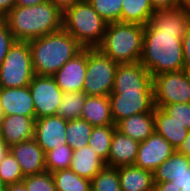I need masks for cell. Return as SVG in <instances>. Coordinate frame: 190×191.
<instances>
[{"instance_id":"obj_1","label":"cell","mask_w":190,"mask_h":191,"mask_svg":"<svg viewBox=\"0 0 190 191\" xmlns=\"http://www.w3.org/2000/svg\"><path fill=\"white\" fill-rule=\"evenodd\" d=\"M3 20L14 39L22 42L63 29V12L50 1L34 6H15Z\"/></svg>"},{"instance_id":"obj_2","label":"cell","mask_w":190,"mask_h":191,"mask_svg":"<svg viewBox=\"0 0 190 191\" xmlns=\"http://www.w3.org/2000/svg\"><path fill=\"white\" fill-rule=\"evenodd\" d=\"M184 34L159 31L150 22L144 26L143 49L139 62L150 72L152 78L161 73L183 69Z\"/></svg>"},{"instance_id":"obj_3","label":"cell","mask_w":190,"mask_h":191,"mask_svg":"<svg viewBox=\"0 0 190 191\" xmlns=\"http://www.w3.org/2000/svg\"><path fill=\"white\" fill-rule=\"evenodd\" d=\"M35 75L53 76L68 60L80 53L84 47L67 31L33 39L28 42Z\"/></svg>"},{"instance_id":"obj_4","label":"cell","mask_w":190,"mask_h":191,"mask_svg":"<svg viewBox=\"0 0 190 191\" xmlns=\"http://www.w3.org/2000/svg\"><path fill=\"white\" fill-rule=\"evenodd\" d=\"M143 39V25L111 22L97 48L118 64L136 63L142 55Z\"/></svg>"},{"instance_id":"obj_5","label":"cell","mask_w":190,"mask_h":191,"mask_svg":"<svg viewBox=\"0 0 190 191\" xmlns=\"http://www.w3.org/2000/svg\"><path fill=\"white\" fill-rule=\"evenodd\" d=\"M107 25L108 22L98 15L88 0L77 2L63 12V29L84 48H97Z\"/></svg>"},{"instance_id":"obj_6","label":"cell","mask_w":190,"mask_h":191,"mask_svg":"<svg viewBox=\"0 0 190 191\" xmlns=\"http://www.w3.org/2000/svg\"><path fill=\"white\" fill-rule=\"evenodd\" d=\"M34 76L29 43L15 41L0 65V87H27Z\"/></svg>"},{"instance_id":"obj_7","label":"cell","mask_w":190,"mask_h":191,"mask_svg":"<svg viewBox=\"0 0 190 191\" xmlns=\"http://www.w3.org/2000/svg\"><path fill=\"white\" fill-rule=\"evenodd\" d=\"M118 63L98 48H87V70L83 92L87 96H109L114 87Z\"/></svg>"},{"instance_id":"obj_8","label":"cell","mask_w":190,"mask_h":191,"mask_svg":"<svg viewBox=\"0 0 190 191\" xmlns=\"http://www.w3.org/2000/svg\"><path fill=\"white\" fill-rule=\"evenodd\" d=\"M155 107L175 103H190V82L182 70L161 73L153 77Z\"/></svg>"},{"instance_id":"obj_9","label":"cell","mask_w":190,"mask_h":191,"mask_svg":"<svg viewBox=\"0 0 190 191\" xmlns=\"http://www.w3.org/2000/svg\"><path fill=\"white\" fill-rule=\"evenodd\" d=\"M111 116L115 125L129 116L154 112V92H111Z\"/></svg>"},{"instance_id":"obj_10","label":"cell","mask_w":190,"mask_h":191,"mask_svg":"<svg viewBox=\"0 0 190 191\" xmlns=\"http://www.w3.org/2000/svg\"><path fill=\"white\" fill-rule=\"evenodd\" d=\"M35 106L36 119L56 115L63 91L52 76L35 75L29 84Z\"/></svg>"},{"instance_id":"obj_11","label":"cell","mask_w":190,"mask_h":191,"mask_svg":"<svg viewBox=\"0 0 190 191\" xmlns=\"http://www.w3.org/2000/svg\"><path fill=\"white\" fill-rule=\"evenodd\" d=\"M152 81L140 62L118 64L112 92H154Z\"/></svg>"},{"instance_id":"obj_12","label":"cell","mask_w":190,"mask_h":191,"mask_svg":"<svg viewBox=\"0 0 190 191\" xmlns=\"http://www.w3.org/2000/svg\"><path fill=\"white\" fill-rule=\"evenodd\" d=\"M174 152L172 145L154 131L146 140L140 142L134 165L153 173Z\"/></svg>"},{"instance_id":"obj_13","label":"cell","mask_w":190,"mask_h":191,"mask_svg":"<svg viewBox=\"0 0 190 191\" xmlns=\"http://www.w3.org/2000/svg\"><path fill=\"white\" fill-rule=\"evenodd\" d=\"M67 121L58 115L45 116L35 120L34 139L44 152L67 144Z\"/></svg>"},{"instance_id":"obj_14","label":"cell","mask_w":190,"mask_h":191,"mask_svg":"<svg viewBox=\"0 0 190 191\" xmlns=\"http://www.w3.org/2000/svg\"><path fill=\"white\" fill-rule=\"evenodd\" d=\"M87 70V48L68 60L52 77L64 92H83Z\"/></svg>"},{"instance_id":"obj_15","label":"cell","mask_w":190,"mask_h":191,"mask_svg":"<svg viewBox=\"0 0 190 191\" xmlns=\"http://www.w3.org/2000/svg\"><path fill=\"white\" fill-rule=\"evenodd\" d=\"M9 151L20 164L24 176L40 174L46 171L45 152L34 138L11 145Z\"/></svg>"},{"instance_id":"obj_16","label":"cell","mask_w":190,"mask_h":191,"mask_svg":"<svg viewBox=\"0 0 190 191\" xmlns=\"http://www.w3.org/2000/svg\"><path fill=\"white\" fill-rule=\"evenodd\" d=\"M0 106L4 116L22 115L36 117L29 86L20 88L0 87Z\"/></svg>"},{"instance_id":"obj_17","label":"cell","mask_w":190,"mask_h":191,"mask_svg":"<svg viewBox=\"0 0 190 191\" xmlns=\"http://www.w3.org/2000/svg\"><path fill=\"white\" fill-rule=\"evenodd\" d=\"M140 142L115 129L111 142L110 153L105 165L111 168L134 165Z\"/></svg>"},{"instance_id":"obj_18","label":"cell","mask_w":190,"mask_h":191,"mask_svg":"<svg viewBox=\"0 0 190 191\" xmlns=\"http://www.w3.org/2000/svg\"><path fill=\"white\" fill-rule=\"evenodd\" d=\"M36 117H25L22 115L4 116L0 125V135L11 145L31 140L34 138Z\"/></svg>"},{"instance_id":"obj_19","label":"cell","mask_w":190,"mask_h":191,"mask_svg":"<svg viewBox=\"0 0 190 191\" xmlns=\"http://www.w3.org/2000/svg\"><path fill=\"white\" fill-rule=\"evenodd\" d=\"M150 23L162 32L186 33L190 25V13L181 5L170 9H158L152 14Z\"/></svg>"},{"instance_id":"obj_20","label":"cell","mask_w":190,"mask_h":191,"mask_svg":"<svg viewBox=\"0 0 190 191\" xmlns=\"http://www.w3.org/2000/svg\"><path fill=\"white\" fill-rule=\"evenodd\" d=\"M154 130L164 137L175 150L180 147L190 131L160 107L154 109Z\"/></svg>"},{"instance_id":"obj_21","label":"cell","mask_w":190,"mask_h":191,"mask_svg":"<svg viewBox=\"0 0 190 191\" xmlns=\"http://www.w3.org/2000/svg\"><path fill=\"white\" fill-rule=\"evenodd\" d=\"M81 119L93 127L115 125L111 116L109 96H86Z\"/></svg>"},{"instance_id":"obj_22","label":"cell","mask_w":190,"mask_h":191,"mask_svg":"<svg viewBox=\"0 0 190 191\" xmlns=\"http://www.w3.org/2000/svg\"><path fill=\"white\" fill-rule=\"evenodd\" d=\"M116 129L133 140L142 142L155 131L154 112L139 113L120 120Z\"/></svg>"},{"instance_id":"obj_23","label":"cell","mask_w":190,"mask_h":191,"mask_svg":"<svg viewBox=\"0 0 190 191\" xmlns=\"http://www.w3.org/2000/svg\"><path fill=\"white\" fill-rule=\"evenodd\" d=\"M122 191H153V173L135 165L118 167Z\"/></svg>"},{"instance_id":"obj_24","label":"cell","mask_w":190,"mask_h":191,"mask_svg":"<svg viewBox=\"0 0 190 191\" xmlns=\"http://www.w3.org/2000/svg\"><path fill=\"white\" fill-rule=\"evenodd\" d=\"M105 166V162L97 155L96 151L90 146H83L73 150L69 169L78 176L91 180Z\"/></svg>"},{"instance_id":"obj_25","label":"cell","mask_w":190,"mask_h":191,"mask_svg":"<svg viewBox=\"0 0 190 191\" xmlns=\"http://www.w3.org/2000/svg\"><path fill=\"white\" fill-rule=\"evenodd\" d=\"M154 13L150 0H122V23H136L145 26Z\"/></svg>"},{"instance_id":"obj_26","label":"cell","mask_w":190,"mask_h":191,"mask_svg":"<svg viewBox=\"0 0 190 191\" xmlns=\"http://www.w3.org/2000/svg\"><path fill=\"white\" fill-rule=\"evenodd\" d=\"M190 167V158L176 150L171 157L164 161L153 172L154 183L171 182L176 175L183 173Z\"/></svg>"},{"instance_id":"obj_27","label":"cell","mask_w":190,"mask_h":191,"mask_svg":"<svg viewBox=\"0 0 190 191\" xmlns=\"http://www.w3.org/2000/svg\"><path fill=\"white\" fill-rule=\"evenodd\" d=\"M56 191H91V180L78 176L70 169L52 173Z\"/></svg>"},{"instance_id":"obj_28","label":"cell","mask_w":190,"mask_h":191,"mask_svg":"<svg viewBox=\"0 0 190 191\" xmlns=\"http://www.w3.org/2000/svg\"><path fill=\"white\" fill-rule=\"evenodd\" d=\"M116 125L93 127L88 146L96 151L97 155L106 163Z\"/></svg>"},{"instance_id":"obj_29","label":"cell","mask_w":190,"mask_h":191,"mask_svg":"<svg viewBox=\"0 0 190 191\" xmlns=\"http://www.w3.org/2000/svg\"><path fill=\"white\" fill-rule=\"evenodd\" d=\"M93 130V126L86 120L74 119L67 121L66 141L73 150L88 146L89 137Z\"/></svg>"},{"instance_id":"obj_30","label":"cell","mask_w":190,"mask_h":191,"mask_svg":"<svg viewBox=\"0 0 190 191\" xmlns=\"http://www.w3.org/2000/svg\"><path fill=\"white\" fill-rule=\"evenodd\" d=\"M86 96L84 92L63 93L56 115L65 120L80 119Z\"/></svg>"},{"instance_id":"obj_31","label":"cell","mask_w":190,"mask_h":191,"mask_svg":"<svg viewBox=\"0 0 190 191\" xmlns=\"http://www.w3.org/2000/svg\"><path fill=\"white\" fill-rule=\"evenodd\" d=\"M73 148L68 144L54 147L45 152L46 171L53 173L58 170L69 169L72 161Z\"/></svg>"},{"instance_id":"obj_32","label":"cell","mask_w":190,"mask_h":191,"mask_svg":"<svg viewBox=\"0 0 190 191\" xmlns=\"http://www.w3.org/2000/svg\"><path fill=\"white\" fill-rule=\"evenodd\" d=\"M91 191H122L118 168L105 166L91 179Z\"/></svg>"},{"instance_id":"obj_33","label":"cell","mask_w":190,"mask_h":191,"mask_svg":"<svg viewBox=\"0 0 190 191\" xmlns=\"http://www.w3.org/2000/svg\"><path fill=\"white\" fill-rule=\"evenodd\" d=\"M88 2L108 23L121 22L122 0H88Z\"/></svg>"},{"instance_id":"obj_34","label":"cell","mask_w":190,"mask_h":191,"mask_svg":"<svg viewBox=\"0 0 190 191\" xmlns=\"http://www.w3.org/2000/svg\"><path fill=\"white\" fill-rule=\"evenodd\" d=\"M20 164L10 151L0 163V180L6 185L20 183L24 179Z\"/></svg>"},{"instance_id":"obj_35","label":"cell","mask_w":190,"mask_h":191,"mask_svg":"<svg viewBox=\"0 0 190 191\" xmlns=\"http://www.w3.org/2000/svg\"><path fill=\"white\" fill-rule=\"evenodd\" d=\"M22 182L27 191H56L52 173L48 171L25 176Z\"/></svg>"},{"instance_id":"obj_36","label":"cell","mask_w":190,"mask_h":191,"mask_svg":"<svg viewBox=\"0 0 190 191\" xmlns=\"http://www.w3.org/2000/svg\"><path fill=\"white\" fill-rule=\"evenodd\" d=\"M167 114L190 130V103H175L162 108Z\"/></svg>"},{"instance_id":"obj_37","label":"cell","mask_w":190,"mask_h":191,"mask_svg":"<svg viewBox=\"0 0 190 191\" xmlns=\"http://www.w3.org/2000/svg\"><path fill=\"white\" fill-rule=\"evenodd\" d=\"M15 41L7 23L0 19V65Z\"/></svg>"},{"instance_id":"obj_38","label":"cell","mask_w":190,"mask_h":191,"mask_svg":"<svg viewBox=\"0 0 190 191\" xmlns=\"http://www.w3.org/2000/svg\"><path fill=\"white\" fill-rule=\"evenodd\" d=\"M180 191H190V167L171 181Z\"/></svg>"},{"instance_id":"obj_39","label":"cell","mask_w":190,"mask_h":191,"mask_svg":"<svg viewBox=\"0 0 190 191\" xmlns=\"http://www.w3.org/2000/svg\"><path fill=\"white\" fill-rule=\"evenodd\" d=\"M184 65L183 67H190V25L187 27L186 33L182 38Z\"/></svg>"},{"instance_id":"obj_40","label":"cell","mask_w":190,"mask_h":191,"mask_svg":"<svg viewBox=\"0 0 190 191\" xmlns=\"http://www.w3.org/2000/svg\"><path fill=\"white\" fill-rule=\"evenodd\" d=\"M153 10L170 9L180 5L179 0H150Z\"/></svg>"},{"instance_id":"obj_41","label":"cell","mask_w":190,"mask_h":191,"mask_svg":"<svg viewBox=\"0 0 190 191\" xmlns=\"http://www.w3.org/2000/svg\"><path fill=\"white\" fill-rule=\"evenodd\" d=\"M15 7V0H0V19H3Z\"/></svg>"},{"instance_id":"obj_42","label":"cell","mask_w":190,"mask_h":191,"mask_svg":"<svg viewBox=\"0 0 190 191\" xmlns=\"http://www.w3.org/2000/svg\"><path fill=\"white\" fill-rule=\"evenodd\" d=\"M153 191H180L172 182L163 181L160 183H154Z\"/></svg>"},{"instance_id":"obj_43","label":"cell","mask_w":190,"mask_h":191,"mask_svg":"<svg viewBox=\"0 0 190 191\" xmlns=\"http://www.w3.org/2000/svg\"><path fill=\"white\" fill-rule=\"evenodd\" d=\"M55 6H57L62 12H64L67 8L72 7L77 2H81L83 0H49Z\"/></svg>"},{"instance_id":"obj_44","label":"cell","mask_w":190,"mask_h":191,"mask_svg":"<svg viewBox=\"0 0 190 191\" xmlns=\"http://www.w3.org/2000/svg\"><path fill=\"white\" fill-rule=\"evenodd\" d=\"M176 151L190 158V131L185 140L182 142V144L180 145V147H178Z\"/></svg>"},{"instance_id":"obj_45","label":"cell","mask_w":190,"mask_h":191,"mask_svg":"<svg viewBox=\"0 0 190 191\" xmlns=\"http://www.w3.org/2000/svg\"><path fill=\"white\" fill-rule=\"evenodd\" d=\"M49 0H15V6H34Z\"/></svg>"},{"instance_id":"obj_46","label":"cell","mask_w":190,"mask_h":191,"mask_svg":"<svg viewBox=\"0 0 190 191\" xmlns=\"http://www.w3.org/2000/svg\"><path fill=\"white\" fill-rule=\"evenodd\" d=\"M5 191H27L25 184L23 182L8 184Z\"/></svg>"},{"instance_id":"obj_47","label":"cell","mask_w":190,"mask_h":191,"mask_svg":"<svg viewBox=\"0 0 190 191\" xmlns=\"http://www.w3.org/2000/svg\"><path fill=\"white\" fill-rule=\"evenodd\" d=\"M9 151V146L6 144V141L0 135V163L2 162L4 156Z\"/></svg>"},{"instance_id":"obj_48","label":"cell","mask_w":190,"mask_h":191,"mask_svg":"<svg viewBox=\"0 0 190 191\" xmlns=\"http://www.w3.org/2000/svg\"><path fill=\"white\" fill-rule=\"evenodd\" d=\"M180 5L190 13V0H181Z\"/></svg>"},{"instance_id":"obj_49","label":"cell","mask_w":190,"mask_h":191,"mask_svg":"<svg viewBox=\"0 0 190 191\" xmlns=\"http://www.w3.org/2000/svg\"><path fill=\"white\" fill-rule=\"evenodd\" d=\"M182 71L184 72L186 79L190 82V67H183Z\"/></svg>"},{"instance_id":"obj_50","label":"cell","mask_w":190,"mask_h":191,"mask_svg":"<svg viewBox=\"0 0 190 191\" xmlns=\"http://www.w3.org/2000/svg\"><path fill=\"white\" fill-rule=\"evenodd\" d=\"M6 186H7V185L0 180V191H5Z\"/></svg>"},{"instance_id":"obj_51","label":"cell","mask_w":190,"mask_h":191,"mask_svg":"<svg viewBox=\"0 0 190 191\" xmlns=\"http://www.w3.org/2000/svg\"><path fill=\"white\" fill-rule=\"evenodd\" d=\"M3 118H4V114H3L2 108L0 106V125L2 123Z\"/></svg>"}]
</instances>
